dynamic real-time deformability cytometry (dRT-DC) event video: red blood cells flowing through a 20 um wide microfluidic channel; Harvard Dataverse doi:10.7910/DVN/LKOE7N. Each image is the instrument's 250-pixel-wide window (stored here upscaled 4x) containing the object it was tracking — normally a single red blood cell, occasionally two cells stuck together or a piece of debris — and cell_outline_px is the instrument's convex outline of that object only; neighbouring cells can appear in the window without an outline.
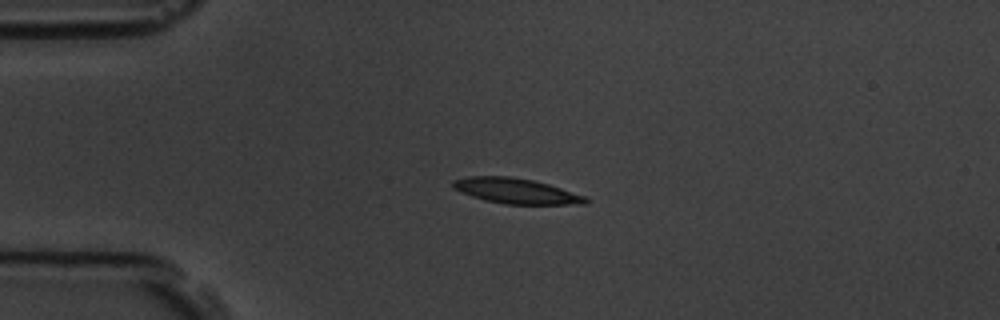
{"species": "common noctule bat (a hibernating species)", "species_latin": "Nyctalus noctula", "temperature_condition": "room temperature", "stored_images_in_passage": 3, "camera_frame_rate_fps": 3000, "um_per_image_px": 0.085, "animal": {"sex": "male", "body_mass_g": 19.5, "forearm_length_mm": 54.6}, "frame": {"image": 1, "passage_image": 3, "time_ms": 2.333, "image_size_px": [1000, 320], "cell_outline_px": [[588, 204], [504, 204], [484, 200], [460, 192], [452, 188], [452, 180], [468, 176], [508, 176], [532, 180], [548, 184], [588, 196]], "centroid_in_image_um": [43.87, 16.23], "position_along_channel_um": 41.1, "area_um2": 19.71}}